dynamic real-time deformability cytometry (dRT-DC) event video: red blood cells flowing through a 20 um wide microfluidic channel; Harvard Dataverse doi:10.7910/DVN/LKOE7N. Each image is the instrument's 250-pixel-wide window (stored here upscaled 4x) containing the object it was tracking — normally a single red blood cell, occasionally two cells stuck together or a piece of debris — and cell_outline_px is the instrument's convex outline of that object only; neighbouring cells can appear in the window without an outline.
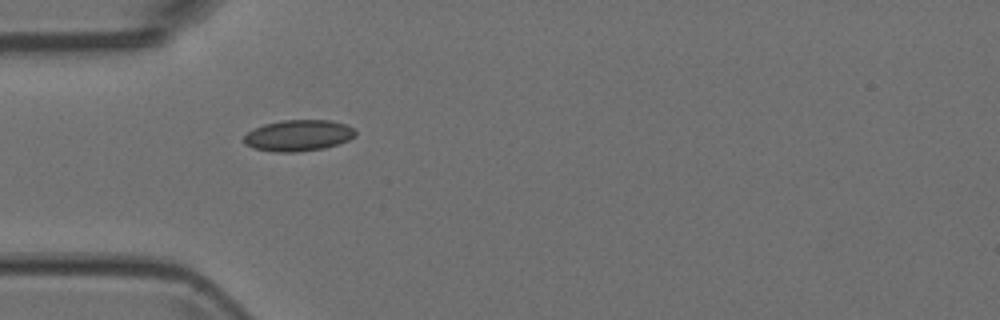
{"species": "Egyptian fruit bat (a non-hibernating species)", "species_latin": "Rousettus aegyptiacus", "temperature_condition": "room temperature", "stored_images_in_passage": 2, "camera_frame_rate_fps": 3000, "um_per_image_px": 0.085, "animal": {"sex": "female"}, "frame": {"image": 1, "passage_image": 1, "time_ms": 0.0, "image_size_px": [1000, 320], "cell_outline_px": [[356, 136], [348, 140], [324, 148], [296, 152], [272, 152], [252, 148], [244, 144], [244, 136], [248, 132], [264, 124], [284, 120], [332, 120], [348, 124], [356, 128]], "centroid_in_image_um": [25.39, 11.51], "position_along_channel_um": 59.6, "area_um2": 20.46}}